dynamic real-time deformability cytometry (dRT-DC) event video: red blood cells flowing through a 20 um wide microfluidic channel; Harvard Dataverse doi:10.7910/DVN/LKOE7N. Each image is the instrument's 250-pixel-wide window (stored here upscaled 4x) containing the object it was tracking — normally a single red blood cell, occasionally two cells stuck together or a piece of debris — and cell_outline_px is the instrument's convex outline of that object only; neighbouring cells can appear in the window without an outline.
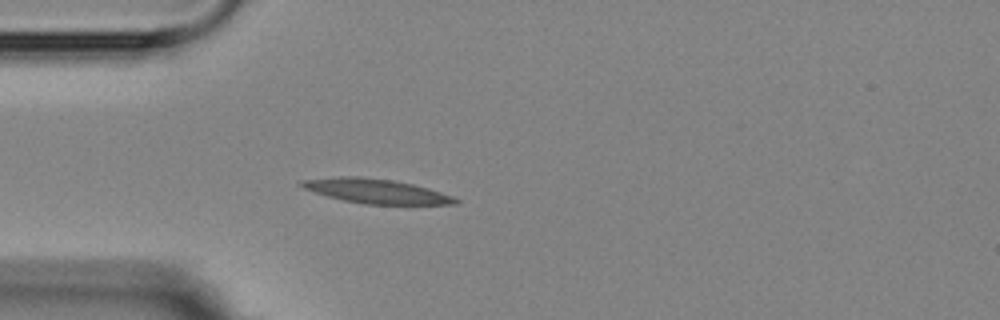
{"species": "Egyptian fruit bat (a non-hibernating species)", "species_latin": "Rousettus aegyptiacus", "temperature_condition": "room temperature", "stored_images_in_passage": 5, "camera_frame_rate_fps": 3000, "um_per_image_px": 0.085, "animal": {"sex": "female"}, "frame": {"image": 1, "passage_image": 5, "time_ms": 4.333, "image_size_px": [1000, 320], "cell_outline_px": [[460, 200], [456, 204], [364, 204], [344, 200], [328, 196], [304, 188], [296, 184], [300, 180], [340, 176], [360, 176], [392, 180], [412, 184], [428, 188], [452, 196]], "centroid_in_image_um": [31.94, 16.23], "position_along_channel_um": 53.1, "area_um2": 21.73}}